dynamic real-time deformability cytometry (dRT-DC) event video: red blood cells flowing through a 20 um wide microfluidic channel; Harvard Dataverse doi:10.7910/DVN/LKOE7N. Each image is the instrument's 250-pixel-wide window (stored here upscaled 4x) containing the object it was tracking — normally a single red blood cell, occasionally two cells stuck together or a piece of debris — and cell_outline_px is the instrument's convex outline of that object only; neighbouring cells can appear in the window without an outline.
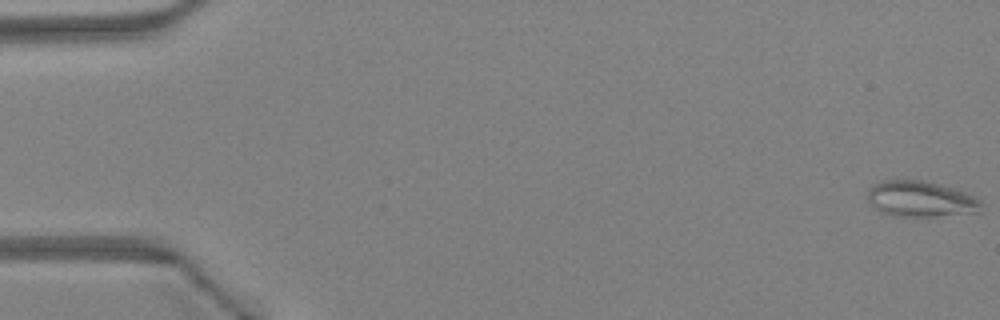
{"species": "Egyptian fruit bat (a non-hibernating species)", "species_latin": "Rousettus aegyptiacus", "temperature_condition": "warm", "stored_images_in_passage": 46, "camera_frame_rate_fps": 3000, "um_per_image_px": 0.085, "animal": {"sex": "female"}, "frame": {"image": 1, "passage_image": 1, "time_ms": 0.0, "image_size_px": [1000, 320], "cell_outline_px": [[984, 204], [980, 212], [936, 216], [892, 216], [880, 212], [868, 200], [868, 188], [872, 184], [884, 180], [924, 180], [940, 184], [964, 192], [980, 200]], "centroid_in_image_um": [78.25, 16.91], "position_along_channel_um": 6.8, "area_um2": 23.81}}
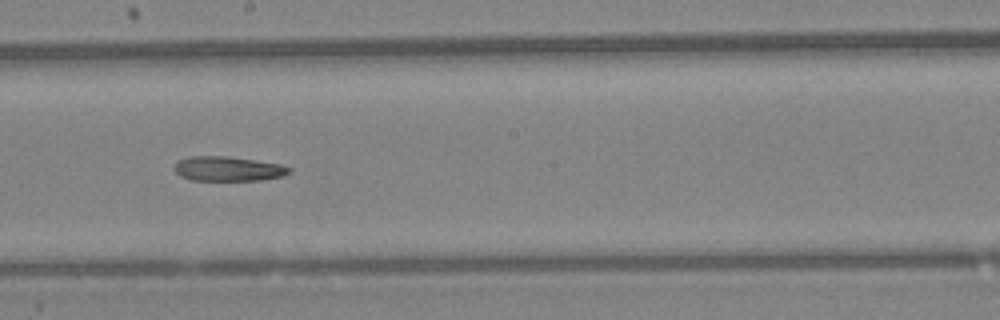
{"frame": {"image": 2, "passage_image": 26, "time_ms": 8.333, "image_size_px": [1000, 320], "cell_outline_px": [[292, 172], [280, 176], [260, 180], [192, 180], [180, 176], [176, 172], [176, 160], [188, 156], [228, 156], [280, 164], [292, 168]], "centroid_in_image_um": [19.37, 14.34], "position_along_channel_um": 228.8, "area_um2": 16.42}}
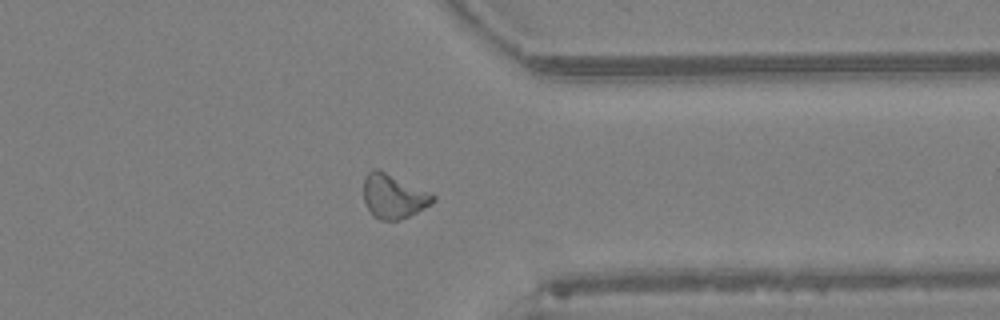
{"frame": {"image": 3, "passage_image": 36, "time_ms": 11.667, "image_size_px": [1000, 320], "cell_outline_px": [[436, 200], [432, 204], [408, 216], [396, 220], [380, 220], [372, 216], [364, 204], [364, 176], [372, 168], [376, 168], [432, 192], [436, 196]], "centroid_in_image_um": [33.45, 16.68], "position_along_channel_um": 378.0, "area_um2": 18.09}}